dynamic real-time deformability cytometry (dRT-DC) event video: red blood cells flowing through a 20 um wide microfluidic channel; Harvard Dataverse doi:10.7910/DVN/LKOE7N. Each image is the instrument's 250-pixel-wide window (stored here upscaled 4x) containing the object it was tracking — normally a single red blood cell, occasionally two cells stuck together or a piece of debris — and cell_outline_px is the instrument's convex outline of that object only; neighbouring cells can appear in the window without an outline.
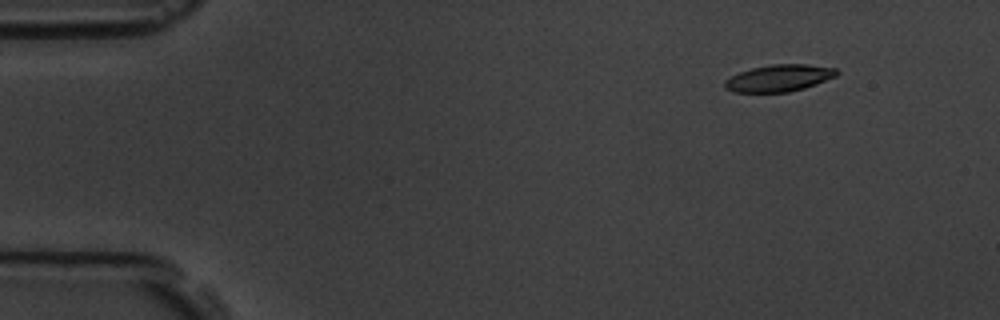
{"species": "common noctule bat (a hibernating species)", "species_latin": "Nyctalus noctula", "temperature_condition": "room temperature", "stored_images_in_passage": 4, "camera_frame_rate_fps": 3000, "um_per_image_px": 0.085, "animal": {"sex": "male", "body_mass_g": 19.5, "forearm_length_mm": 54.6}, "frame": {"image": 1, "passage_image": 1, "time_ms": 0.0, "image_size_px": [1000, 320], "cell_outline_px": [[840, 72], [836, 76], [816, 84], [804, 88], [788, 92], [732, 92], [724, 88], [724, 80], [740, 72], [752, 68], [772, 64], [808, 64], [836, 68]], "centroid_in_image_um": [66.22, 6.63], "position_along_channel_um": 18.8, "area_um2": 17.57}}